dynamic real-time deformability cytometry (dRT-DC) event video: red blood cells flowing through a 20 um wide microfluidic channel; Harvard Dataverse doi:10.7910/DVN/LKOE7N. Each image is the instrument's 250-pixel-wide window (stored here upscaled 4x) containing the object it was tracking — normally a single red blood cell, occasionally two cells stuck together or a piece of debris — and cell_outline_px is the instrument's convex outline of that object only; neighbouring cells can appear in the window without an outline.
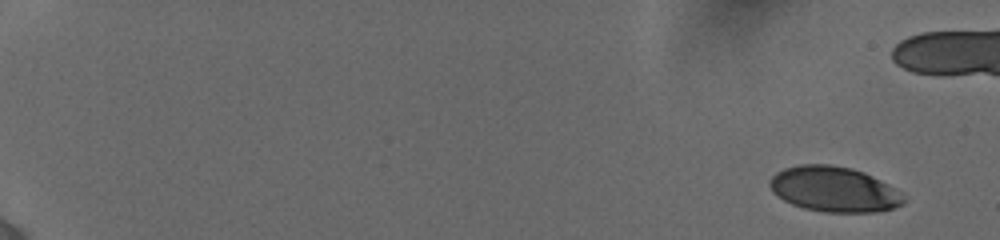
{"species": "human", "species_latin": "Homo sapiens", "temperature_condition": "cold", "stored_images_in_passage": 16, "camera_frame_rate_fps": 3000, "um_per_image_px": 0.085, "donor": {"sex": "female"}, "frame": {"image": 1, "passage_image": 1, "time_ms": 0.0, "image_size_px": [1000, 240], "cell_outline_px": [[908, 200], [904, 204], [896, 208], [876, 212], [824, 212], [804, 208], [792, 204], [776, 196], [772, 192], [768, 184], [768, 180], [776, 172], [784, 168], [800, 164], [828, 164], [852, 168], [864, 172], [888, 184], [900, 192]], "centroid_in_image_um": [70.89, 16.09], "position_along_channel_um": 14.1, "area_um2": 35.72}}
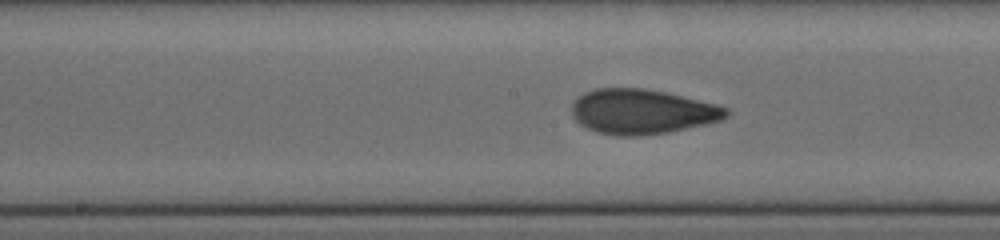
{"frame": {"image": 2, "passage_image": 12, "time_ms": 9.667, "image_size_px": [1000, 240], "cell_outline_px": [[728, 116], [720, 120], [704, 124], [668, 132], [640, 136], [616, 136], [596, 132], [580, 124], [572, 116], [572, 104], [584, 92], [596, 88], [644, 88], [664, 92], [716, 104], [728, 108]], "centroid_in_image_um": [54.55, 9.49], "position_along_channel_um": 193.7, "area_um2": 40.17}}
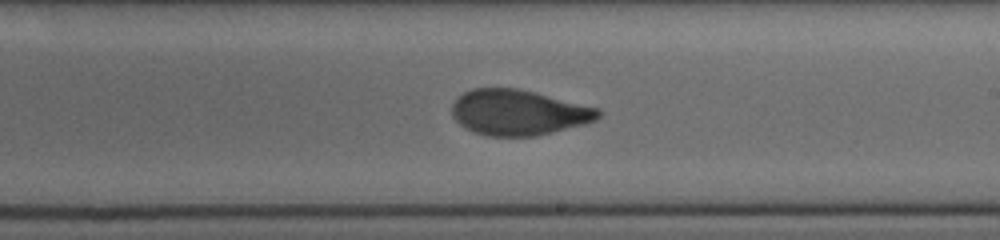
{"frame": {"image": 3, "passage_image": 15, "time_ms": 11.0, "image_size_px": [1000, 240], "cell_outline_px": [[600, 116], [596, 120], [584, 124], [536, 136], [488, 136], [472, 132], [464, 128], [456, 120], [452, 112], [452, 104], [464, 92], [472, 88], [516, 88], [600, 108]], "centroid_in_image_um": [44.06, 9.57], "position_along_channel_um": 244.9, "area_um2": 38.61}}